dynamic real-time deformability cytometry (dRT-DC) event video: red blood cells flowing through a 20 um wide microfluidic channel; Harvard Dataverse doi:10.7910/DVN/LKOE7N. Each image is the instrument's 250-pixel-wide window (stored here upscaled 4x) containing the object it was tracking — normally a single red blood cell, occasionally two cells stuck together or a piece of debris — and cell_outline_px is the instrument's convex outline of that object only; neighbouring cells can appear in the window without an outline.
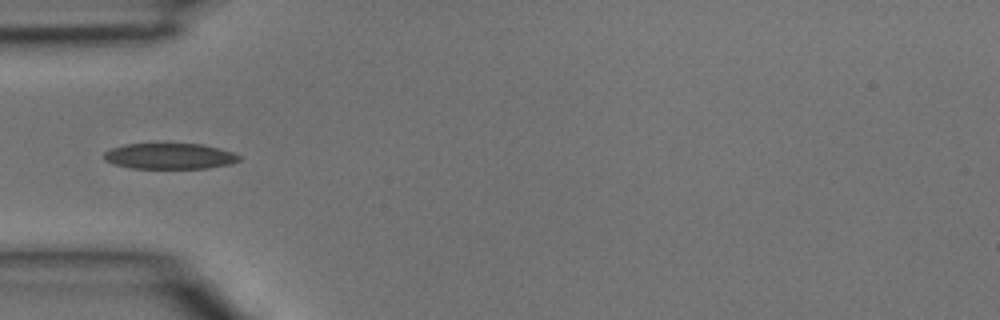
{"species": "common noctule bat (a hibernating species)", "species_latin": "Nyctalus noctula", "temperature_condition": "room temperature", "stored_images_in_passage": 4, "camera_frame_rate_fps": 3000, "um_per_image_px": 0.085, "animal": {"sex": "male", "body_mass_g": 15.6}, "frame": {"image": 1, "passage_image": 3, "time_ms": 0.667, "image_size_px": [1000, 320], "cell_outline_px": [[240, 160], [232, 164], [208, 168], [132, 168], [116, 164], [104, 160], [104, 152], [112, 148], [124, 144], [204, 144], [220, 148], [232, 152], [240, 156]], "centroid_in_image_um": [14.45, 13.27], "position_along_channel_um": 70.5, "area_um2": 20.29}}